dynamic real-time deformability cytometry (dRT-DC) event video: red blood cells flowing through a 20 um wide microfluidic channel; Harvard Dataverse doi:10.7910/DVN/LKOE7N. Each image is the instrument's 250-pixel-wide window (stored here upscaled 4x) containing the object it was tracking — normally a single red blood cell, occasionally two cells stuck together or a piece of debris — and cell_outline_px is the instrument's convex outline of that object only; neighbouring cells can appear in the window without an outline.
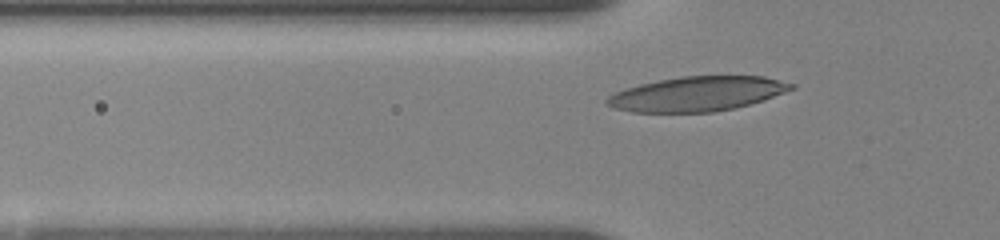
{"species": "human", "species_latin": "Homo sapiens", "temperature_condition": "room temperature", "stored_images_in_passage": 52, "camera_frame_rate_fps": 3000, "um_per_image_px": 0.085, "donor": {"sex": "female"}, "frame": {"image": 1, "passage_image": 4, "time_ms": 1.333, "image_size_px": [1000, 240], "cell_outline_px": [[796, 88], [764, 100], [736, 108], [712, 112], [632, 112], [612, 108], [604, 104], [604, 100], [608, 96], [616, 92], [640, 84], [680, 76], [764, 76], [796, 84]], "centroid_in_image_um": [59.27, 7.98], "position_along_channel_um": 66.5, "area_um2": 37.34}}
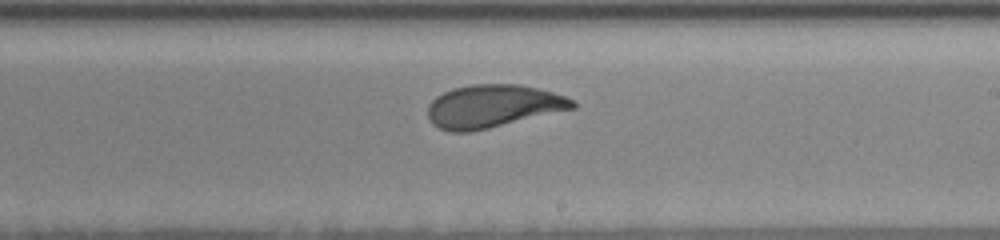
{"frame": {"image": 2, "passage_image": 27, "time_ms": 6.333, "image_size_px": [1000, 240], "cell_outline_px": [[576, 108], [488, 128], [468, 132], [452, 132], [440, 128], [432, 124], [428, 116], [428, 104], [436, 96], [452, 88], [472, 84], [520, 84], [552, 92], [564, 96], [572, 100], [576, 104]], "centroid_in_image_um": [41.87, 9.02], "position_along_channel_um": 247.1, "area_um2": 36.01}}
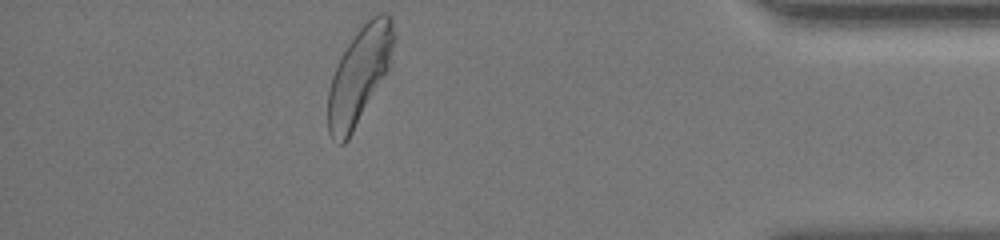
{"frame": {"image": 3, "passage_image": 50, "time_ms": 11.667, "image_size_px": [1000, 240], "cell_outline_px": [[396, 36], [392, 68], [348, 140], [344, 144], [340, 144], [332, 140], [328, 132], [328, 92], [332, 76], [348, 44], [356, 32], [376, 12], [384, 12], [392, 16]], "centroid_in_image_um": [30.62, 6.39], "position_along_channel_um": 404.6, "area_um2": 37.97}, "authors_computed_cell_mechanics": {"area_um2": 36.414, "velocity_mm_per_s": 3.6399, "shape_relaxation_time_tau1_ms": 3.9286, "shape_relaxation_time_tau2_ms": 1.0384, "deformation_change_tau1": 0.1588, "deformation_change_tau2": 0.0713}}